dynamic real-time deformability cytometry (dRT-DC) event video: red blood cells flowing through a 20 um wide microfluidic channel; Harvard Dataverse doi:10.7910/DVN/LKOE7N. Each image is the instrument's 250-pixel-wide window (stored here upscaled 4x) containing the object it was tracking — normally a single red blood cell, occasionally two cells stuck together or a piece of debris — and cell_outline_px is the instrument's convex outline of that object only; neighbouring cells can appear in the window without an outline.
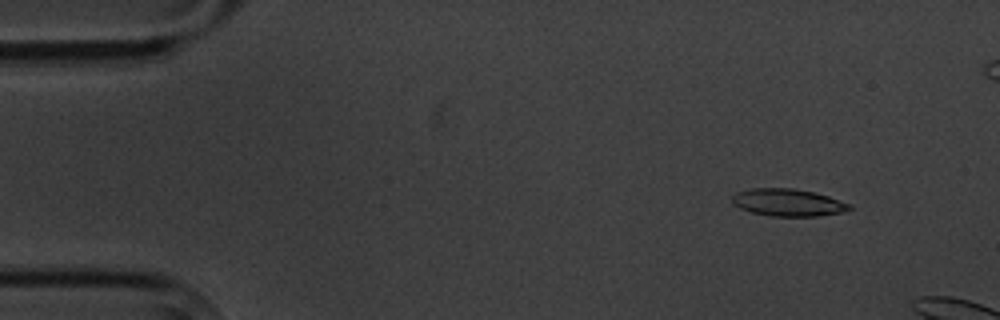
{"species": "common noctule bat (a hibernating species)", "species_latin": "Nyctalus noctula", "temperature_condition": "cold", "stored_images_in_passage": 4, "camera_frame_rate_fps": 3000, "um_per_image_px": 0.085, "animal": {"sex": "male", "body_mass_g": 20.1, "forearm_length_mm": 53.5}, "frame": {"image": 1, "passage_image": 2, "time_ms": 1.333, "image_size_px": [1000, 320], "cell_outline_px": [[852, 208], [840, 212], [816, 216], [768, 216], [752, 212], [740, 208], [732, 204], [732, 196], [736, 192], [752, 188], [792, 188], [812, 192], [828, 196], [852, 204]], "centroid_in_image_um": [66.94, 17.21], "position_along_channel_um": 18.1, "area_um2": 18.61}}